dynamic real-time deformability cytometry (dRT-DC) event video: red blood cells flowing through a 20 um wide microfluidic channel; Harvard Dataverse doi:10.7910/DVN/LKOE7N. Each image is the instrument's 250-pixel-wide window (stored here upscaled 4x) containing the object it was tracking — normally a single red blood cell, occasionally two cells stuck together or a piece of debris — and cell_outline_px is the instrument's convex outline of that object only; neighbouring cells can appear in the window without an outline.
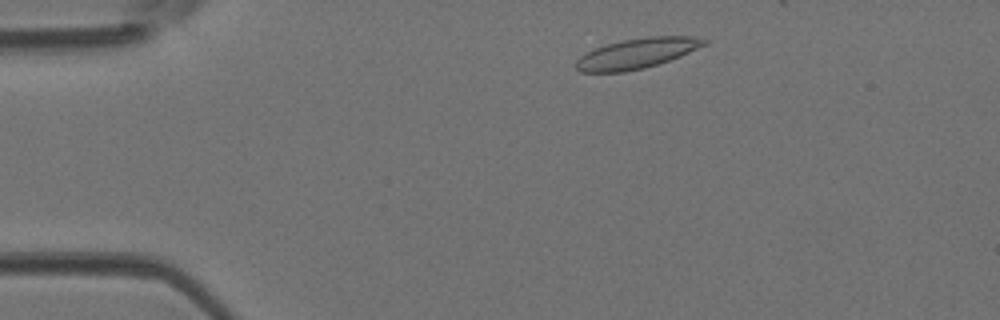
{"species": "Egyptian fruit bat (a non-hibernating species)", "species_latin": "Rousettus aegyptiacus", "temperature_condition": "room temperature", "stored_images_in_passage": 16, "camera_frame_rate_fps": 3000, "um_per_image_px": 0.085, "animal": {"sex": "female"}, "frame": {"image": 1, "passage_image": 4, "time_ms": 1.0, "image_size_px": [1000, 320], "cell_outline_px": [[708, 44], [680, 56], [644, 68], [624, 72], [580, 72], [576, 68], [576, 60], [580, 56], [596, 48], [608, 44], [624, 40], [648, 36], [692, 36], [708, 40]], "centroid_in_image_um": [54.16, 4.54], "position_along_channel_um": 30.8, "area_um2": 22.31}}
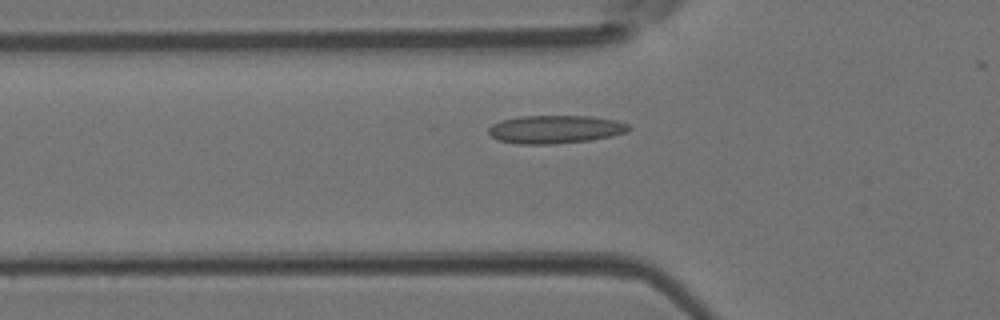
{"frame": {"image": 2, "passage_image": 11, "time_ms": 3.333, "image_size_px": [1000, 320], "cell_outline_px": [[632, 128], [628, 132], [612, 136], [592, 140], [552, 144], [516, 144], [496, 140], [488, 132], [488, 128], [492, 124], [500, 120], [520, 116], [592, 116], [616, 120], [628, 124]], "centroid_in_image_um": [47.2, 10.99], "position_along_channel_um": 78.6, "area_um2": 23.29}}
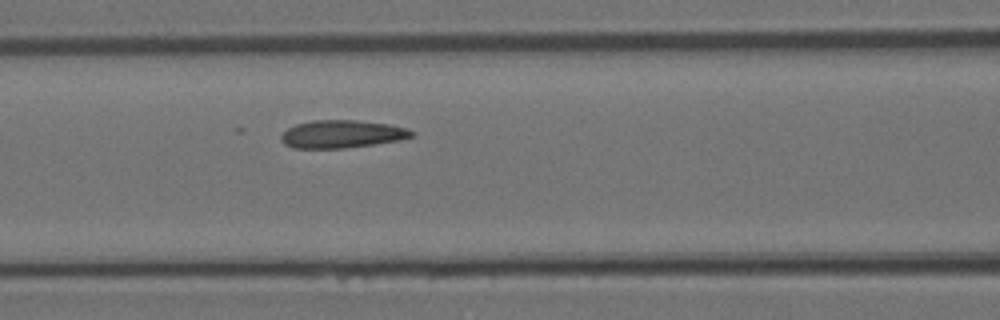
{"frame": {"image": 3, "passage_image": 15, "time_ms": 4.667, "image_size_px": [1000, 320], "cell_outline_px": [[416, 132], [412, 136], [400, 140], [344, 148], [292, 148], [284, 144], [280, 140], [280, 136], [288, 128], [296, 124], [312, 120], [360, 120], [388, 124], [408, 128]], "centroid_in_image_um": [29.05, 11.39], "position_along_channel_um": 137.5, "area_um2": 21.21}}